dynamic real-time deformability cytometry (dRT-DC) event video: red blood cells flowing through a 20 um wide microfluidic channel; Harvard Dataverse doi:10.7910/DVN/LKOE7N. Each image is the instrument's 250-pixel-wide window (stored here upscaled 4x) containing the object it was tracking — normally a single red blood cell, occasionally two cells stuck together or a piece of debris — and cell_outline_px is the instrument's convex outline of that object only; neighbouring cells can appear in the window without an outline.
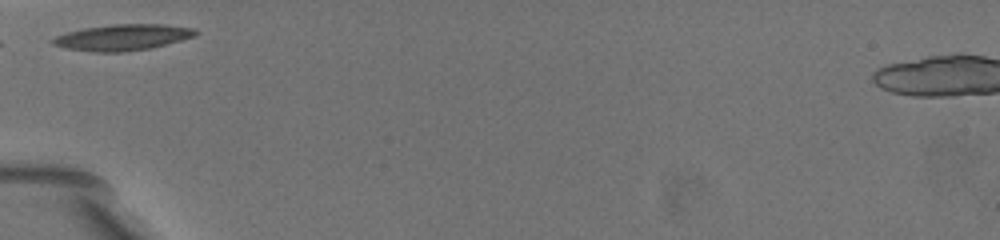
{"species": "common noctule bat (a hibernating species)", "species_latin": "Nyctalus noctula", "temperature_condition": "warm", "stored_images_in_passage": 7, "camera_frame_rate_fps": 3000, "um_per_image_px": 0.085, "animal": {"sex": "female", "body_mass_g": 19.5, "forearm_length_mm": 54.1}, "frame": {"image": 1, "passage_image": 1, "time_ms": 0.0, "image_size_px": [1000, 240], "cell_outline_px": [[196, 32], [192, 36], [180, 40], [148, 48], [120, 52], [96, 52], [68, 48], [52, 44], [52, 40], [56, 36], [68, 32], [84, 28], [112, 24], [160, 24], [196, 28]], "centroid_in_image_um": [10.4, 3.16], "position_along_channel_um": 74.6, "area_um2": 21.15}}